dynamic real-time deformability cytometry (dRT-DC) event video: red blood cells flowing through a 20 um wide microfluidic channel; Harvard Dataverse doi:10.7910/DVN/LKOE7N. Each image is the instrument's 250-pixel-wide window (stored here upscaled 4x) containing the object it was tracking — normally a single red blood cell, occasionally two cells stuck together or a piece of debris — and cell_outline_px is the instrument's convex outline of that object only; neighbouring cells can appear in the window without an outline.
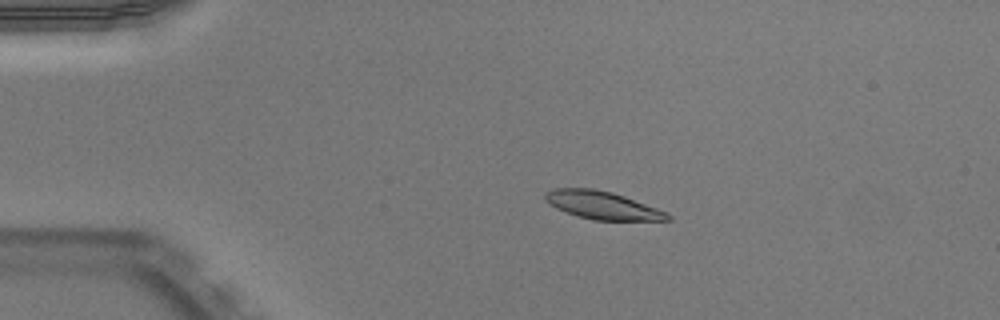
{"species": "Egyptian fruit bat (a non-hibernating species)", "species_latin": "Rousettus aegyptiacus", "temperature_condition": "warm", "stored_images_in_passage": 51, "camera_frame_rate_fps": 3000, "um_per_image_px": 0.085, "animal": {"sex": "male"}, "frame": {"image": 1, "passage_image": 10, "time_ms": 3.0, "image_size_px": [1000, 320], "cell_outline_px": [[672, 220], [592, 220], [576, 216], [556, 208], [548, 204], [544, 200], [544, 192], [552, 188], [592, 188], [612, 192], [624, 196], [668, 212], [672, 216]], "centroid_in_image_um": [51.17, 17.44], "position_along_channel_um": 33.8, "area_um2": 20.11}}
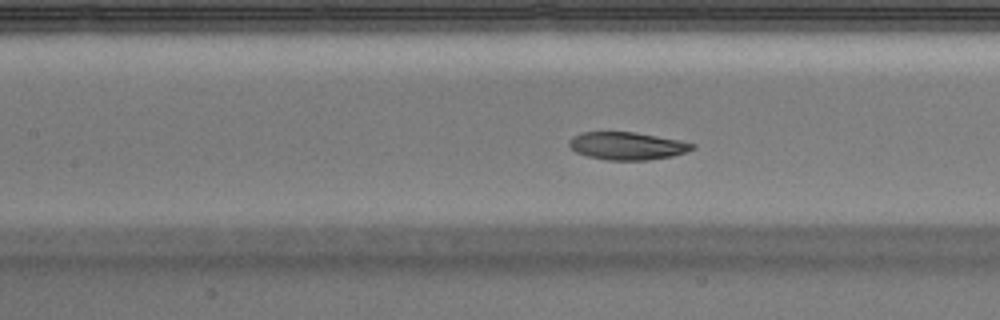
{"frame": {"image": 2, "passage_image": 23, "time_ms": 7.333, "image_size_px": [1000, 320], "cell_outline_px": [[696, 148], [672, 156], [648, 160], [608, 160], [588, 156], [576, 152], [568, 144], [568, 140], [572, 136], [584, 132], [636, 132], [680, 140], [696, 144]], "centroid_in_image_um": [53.32, 12.39], "position_along_channel_um": 154.1, "area_um2": 19.88}}
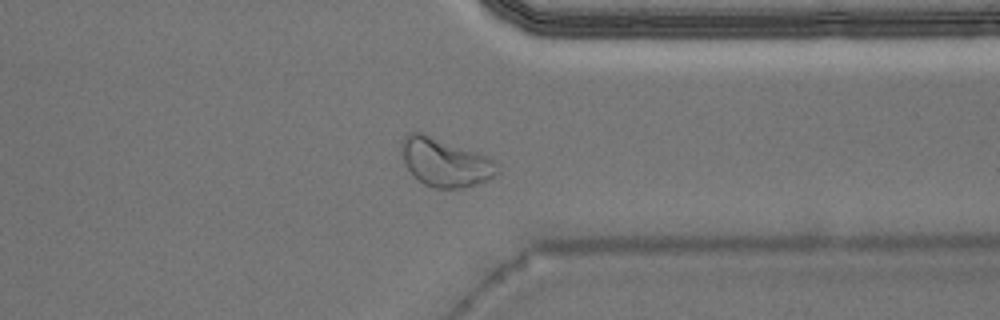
{"frame": {"image": 3, "passage_image": 40, "time_ms": 13.0, "image_size_px": [1000, 320], "cell_outline_px": [[500, 172], [488, 180], [464, 188], [436, 188], [424, 184], [404, 164], [400, 152], [400, 140], [408, 132], [420, 132], [488, 156], [492, 160]], "centroid_in_image_um": [37.79, 13.79], "position_along_channel_um": 373.6, "area_um2": 26.82}, "authors_computed_cell_mechanics": {"area_um2": 20.519, "velocity_mm_per_s": 3.906, "shape_relaxation_time_tau1_ms": 5.6542, "shape_relaxation_time_tau2_ms": 4.604, "deformation_change_tau1": 0.1576, "deformation_change_tau2": 0.0834}}